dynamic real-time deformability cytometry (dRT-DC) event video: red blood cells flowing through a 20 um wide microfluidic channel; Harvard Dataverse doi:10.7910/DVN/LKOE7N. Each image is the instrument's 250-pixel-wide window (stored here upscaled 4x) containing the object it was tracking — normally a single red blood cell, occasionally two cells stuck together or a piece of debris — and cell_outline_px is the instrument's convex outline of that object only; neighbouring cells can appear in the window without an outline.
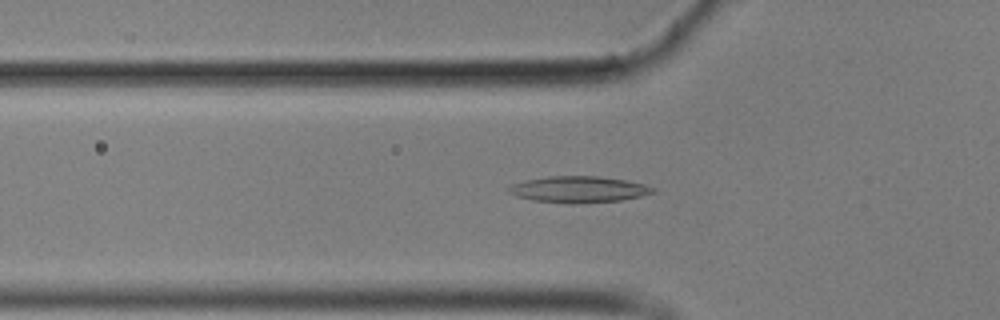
{"species": "common noctule bat (a hibernating species)", "species_latin": "Nyctalus noctula", "temperature_condition": "cold", "stored_images_in_passage": 57, "camera_frame_rate_fps": 3000, "um_per_image_px": 0.085, "animal": {"sex": "male", "body_mass_g": 17.9}, "frame": {"image": 1, "passage_image": 19, "time_ms": 6.0, "image_size_px": [1000, 320], "cell_outline_px": [[656, 192], [640, 196], [620, 200], [572, 204], [568, 204], [532, 200], [516, 196], [508, 192], [508, 188], [512, 184], [524, 180], [548, 176], [596, 176], [624, 180], [644, 184], [656, 188]], "centroid_in_image_um": [49.16, 16.1], "position_along_channel_um": 76.6, "area_um2": 22.14}}
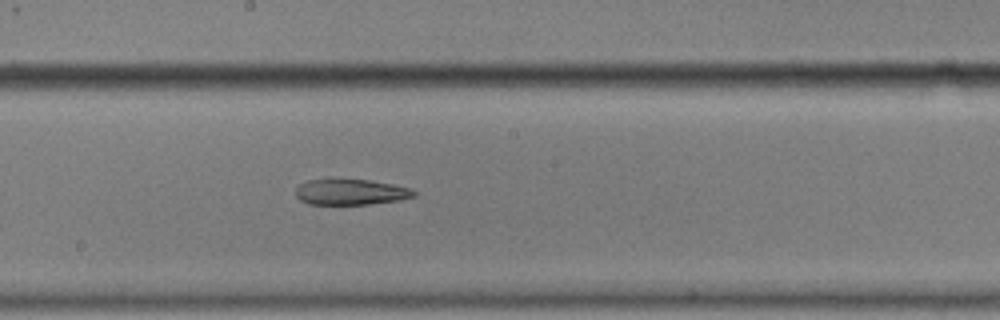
{"frame": {"image": 2, "passage_image": 31, "time_ms": 10.0, "image_size_px": [1000, 320], "cell_outline_px": [[416, 196], [400, 200], [368, 204], [308, 204], [300, 200], [296, 196], [296, 188], [300, 184], [308, 180], [368, 180], [392, 184], [412, 188], [416, 192]], "centroid_in_image_um": [29.84, 16.33], "position_along_channel_um": 218.4, "area_um2": 17.57}}
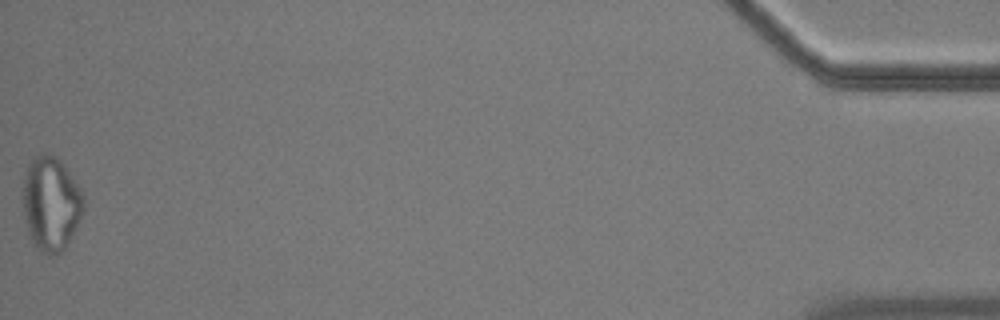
{"frame": {"image": 3, "passage_image": 57, "time_ms": 18.667, "image_size_px": [1000, 320], "cell_outline_px": [[84, 208], [72, 236], [64, 252], [56, 256], [48, 256], [40, 252], [32, 240], [28, 232], [24, 216], [24, 176], [28, 164], [36, 156], [44, 152], [48, 152], [56, 156], [64, 164], [80, 188], [84, 200]], "centroid_in_image_um": [4.35, 17.33], "position_along_channel_um": 430.9, "area_um2": 33.47}}